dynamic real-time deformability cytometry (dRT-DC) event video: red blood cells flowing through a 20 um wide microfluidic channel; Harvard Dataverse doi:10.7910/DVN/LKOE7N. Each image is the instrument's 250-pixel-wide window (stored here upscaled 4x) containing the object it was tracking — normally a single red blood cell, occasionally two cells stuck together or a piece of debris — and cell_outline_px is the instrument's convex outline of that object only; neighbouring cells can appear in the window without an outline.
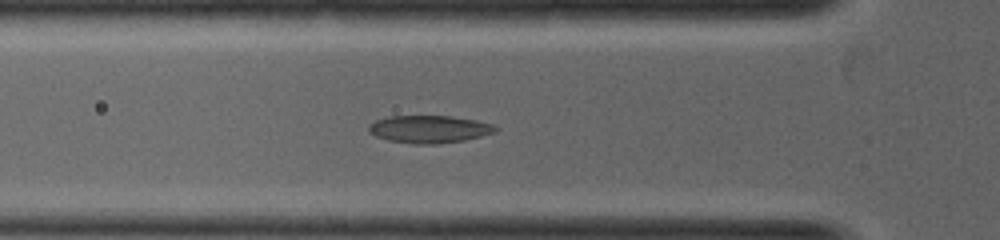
{"species": "common noctule bat (a hibernating species)", "species_latin": "Nyctalus noctula", "temperature_condition": "warm", "stored_images_in_passage": 35, "camera_frame_rate_fps": 5000, "um_per_image_px": 0.085, "animal": {"sex": "female", "body_mass_g": 19.0, "forearm_length_mm": 53.3}, "frame": {"image": 1, "passage_image": 10, "time_ms": 1.8, "image_size_px": [1000, 240], "cell_outline_px": [[500, 128], [496, 132], [464, 140], [440, 144], [416, 144], [388, 140], [376, 136], [368, 132], [368, 124], [376, 120], [388, 116], [452, 116], [476, 120], [492, 124]], "centroid_in_image_um": [36.49, 10.98], "position_along_channel_um": 89.3, "area_um2": 20.46}}
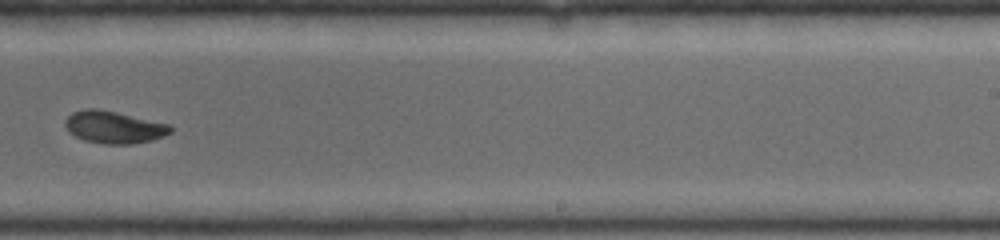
{"frame": {"image": 2, "passage_image": 21, "time_ms": 4.0, "image_size_px": [1000, 240], "cell_outline_px": [[172, 132], [164, 136], [152, 140], [128, 144], [104, 144], [84, 140], [68, 132], [64, 124], [64, 120], [72, 112], [88, 108], [96, 108], [116, 112], [168, 124], [172, 128]], "centroid_in_image_um": [9.65, 10.81], "position_along_channel_um": 279.4, "area_um2": 19.71}}
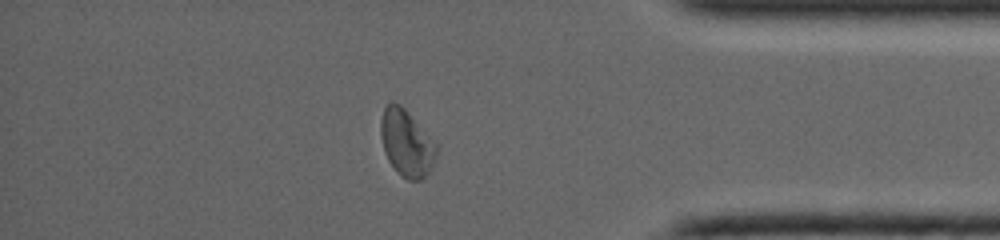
{"frame": {"image": 3, "passage_image": 29, "time_ms": 5.6, "image_size_px": [1000, 240], "cell_outline_px": [[440, 148], [428, 172], [420, 180], [408, 180], [400, 176], [396, 172], [388, 160], [384, 152], [380, 136], [380, 120], [384, 108], [392, 100], [400, 104], [440, 144]], "centroid_in_image_um": [34.57, 12.14], "position_along_channel_um": 400.6, "area_um2": 22.2}}